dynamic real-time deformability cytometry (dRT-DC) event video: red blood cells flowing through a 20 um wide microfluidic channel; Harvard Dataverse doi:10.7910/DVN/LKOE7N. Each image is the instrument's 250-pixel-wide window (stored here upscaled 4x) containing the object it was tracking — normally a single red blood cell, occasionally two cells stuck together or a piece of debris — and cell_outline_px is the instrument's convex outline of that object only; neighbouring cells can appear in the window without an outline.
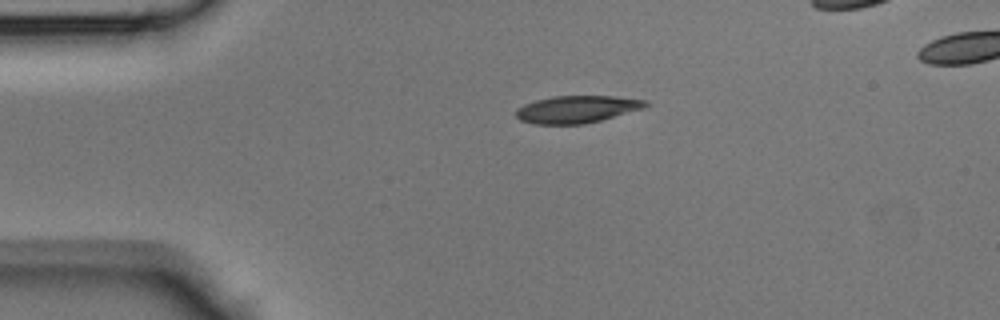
{"species": "Egyptian fruit bat (a non-hibernating species)", "species_latin": "Rousettus aegyptiacus", "temperature_condition": "room temperature", "stored_images_in_passage": 33, "camera_frame_rate_fps": 3000, "um_per_image_px": 0.085, "animal": {"sex": "male"}, "frame": {"image": 1, "passage_image": 1, "time_ms": 0.0, "image_size_px": [1000, 320], "cell_outline_px": [[652, 104], [644, 108], [600, 120], [584, 124], [532, 124], [520, 120], [516, 116], [516, 108], [524, 104], [536, 100], [552, 96], [612, 96], [648, 100]], "centroid_in_image_um": [49.04, 9.28], "position_along_channel_um": 36.0, "area_um2": 20.69}}
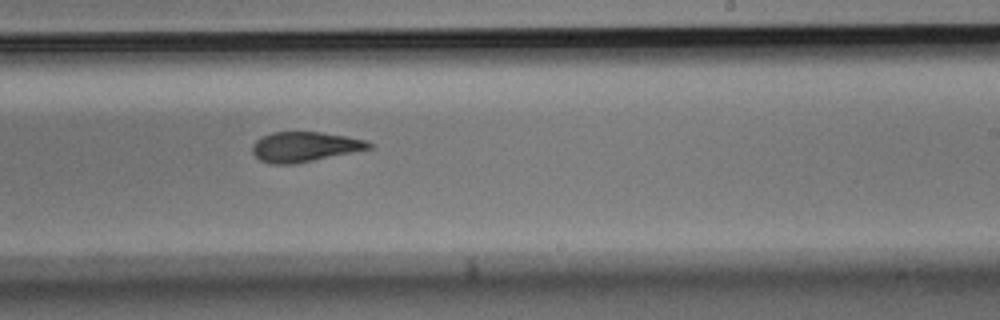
{"frame": {"image": 2, "passage_image": 18, "time_ms": 5.667, "image_size_px": [1000, 320], "cell_outline_px": [[376, 148], [292, 164], [272, 164], [260, 160], [252, 152], [252, 144], [256, 140], [272, 132], [320, 132], [348, 136], [364, 140], [372, 144]], "centroid_in_image_um": [25.93, 12.47], "position_along_channel_um": 263.1, "area_um2": 20.35}}
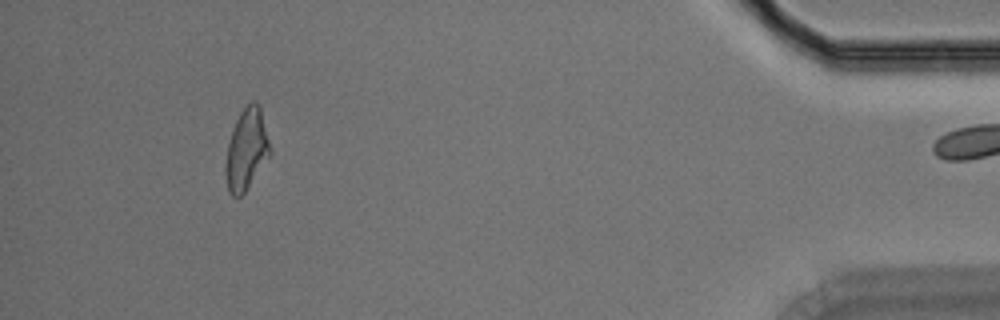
{"frame": {"image": 3, "passage_image": 32, "time_ms": 10.333, "image_size_px": [1000, 320], "cell_outline_px": [[272, 152], [244, 192], [240, 196], [232, 196], [228, 192], [224, 172], [224, 168], [228, 144], [236, 120], [240, 112], [252, 100], [256, 100], [260, 104]], "centroid_in_image_um": [20.95, 12.68], "position_along_channel_um": 414.3, "area_um2": 20.98}}